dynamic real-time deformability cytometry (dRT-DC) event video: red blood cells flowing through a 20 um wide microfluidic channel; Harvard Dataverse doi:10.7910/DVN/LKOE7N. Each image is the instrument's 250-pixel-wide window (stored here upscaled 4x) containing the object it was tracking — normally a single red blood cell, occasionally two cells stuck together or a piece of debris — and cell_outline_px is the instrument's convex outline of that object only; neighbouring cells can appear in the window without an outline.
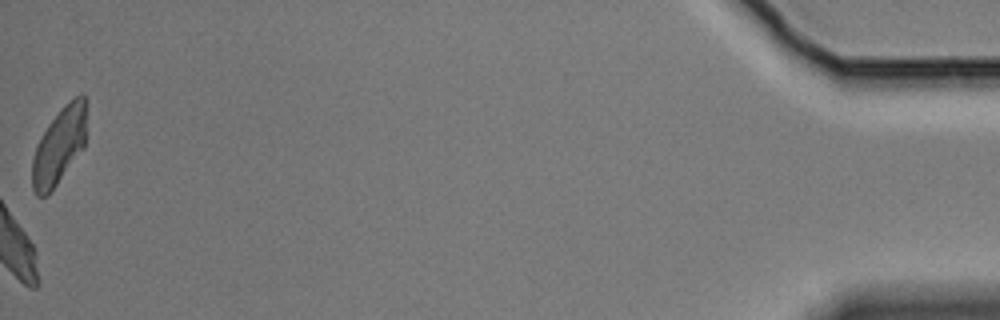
{"species": "Egyptian fruit bat (a non-hibernating species)", "species_latin": "Rousettus aegyptiacus", "temperature_condition": "cold", "stored_images_in_passage": 50, "camera_frame_rate_fps": 3000, "um_per_image_px": 0.085, "animal": {"sex": "male"}, "frame": {"image": 1, "passage_image": 50, "time_ms": 16.333, "image_size_px": [1000, 320], "cell_outline_px": [[84, 148], [48, 196], [36, 196], [32, 188], [32, 160], [36, 144], [48, 124], [60, 108], [68, 100], [80, 92], [84, 92]], "centroid_in_image_um": [4.99, 12.42], "position_along_channel_um": 430.2, "area_um2": 24.22}, "authors_computed_cell_mechanics": {"area_um2": 27.1082, "velocity_mm_per_s": 3.4713, "shape_relaxation_time_tau1_ms": 2.8885, "shape_relaxation_time_tau2_ms": null, "deformation_change_tau1": 0.0857, "deformation_change_tau2": null}}